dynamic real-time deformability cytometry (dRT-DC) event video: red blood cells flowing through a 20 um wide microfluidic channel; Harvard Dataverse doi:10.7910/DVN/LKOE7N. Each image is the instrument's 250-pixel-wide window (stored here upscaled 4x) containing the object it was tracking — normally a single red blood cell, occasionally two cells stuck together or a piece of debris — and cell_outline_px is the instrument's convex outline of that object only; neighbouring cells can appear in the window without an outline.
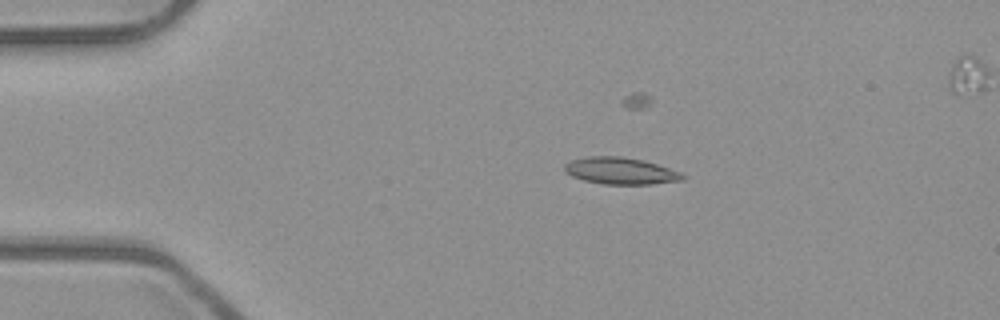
{"species": "common noctule bat (a hibernating species)", "species_latin": "Nyctalus noctula", "temperature_condition": "room temperature", "stored_images_in_passage": 6, "camera_frame_rate_fps": 3000, "um_per_image_px": 0.085, "animal": {"sex": "male", "body_mass_g": 23.1, "forearm_length_mm": 52.7}, "frame": {"image": 1, "passage_image": 3, "time_ms": 0.667, "image_size_px": [1000, 320], "cell_outline_px": [[684, 180], [652, 184], [604, 184], [584, 180], [572, 176], [564, 172], [564, 164], [572, 160], [588, 156], [620, 156], [644, 160], [680, 172], [684, 176]], "centroid_in_image_um": [52.72, 14.52], "position_along_channel_um": 32.3, "area_um2": 18.38}}
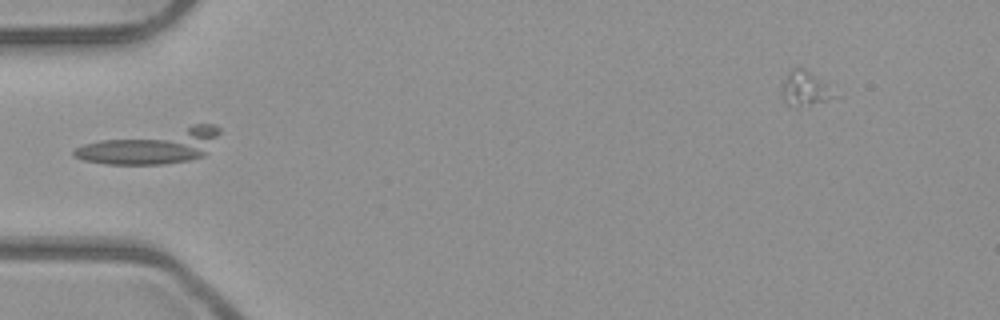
{"frame": {"image": 2, "passage_image": 5, "time_ms": 1.333, "image_size_px": [1000, 320], "cell_outline_px": [[220, 132], [204, 156], [188, 160], [164, 164], [104, 164], [84, 160], [72, 156], [72, 152], [76, 148], [84, 144], [100, 140], [192, 124], [212, 124], [220, 128]], "centroid_in_image_um": [12.92, 12.44], "position_along_channel_um": 72.1, "area_um2": 29.07}}
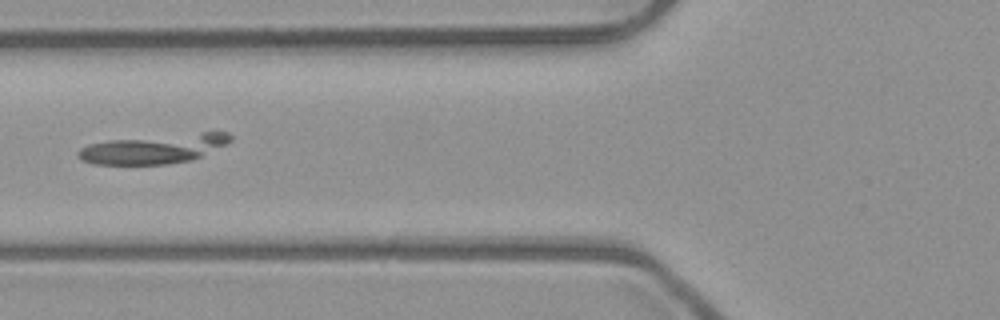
{"frame": {"image": 3, "passage_image": 6, "time_ms": 1.667, "image_size_px": [1000, 320], "cell_outline_px": [[232, 140], [192, 160], [164, 164], [92, 164], [80, 160], [76, 156], [76, 152], [80, 148], [88, 144], [112, 140], [200, 132], [228, 132], [232, 136]], "centroid_in_image_um": [13.02, 12.65], "position_along_channel_um": 112.8, "area_um2": 25.61}}